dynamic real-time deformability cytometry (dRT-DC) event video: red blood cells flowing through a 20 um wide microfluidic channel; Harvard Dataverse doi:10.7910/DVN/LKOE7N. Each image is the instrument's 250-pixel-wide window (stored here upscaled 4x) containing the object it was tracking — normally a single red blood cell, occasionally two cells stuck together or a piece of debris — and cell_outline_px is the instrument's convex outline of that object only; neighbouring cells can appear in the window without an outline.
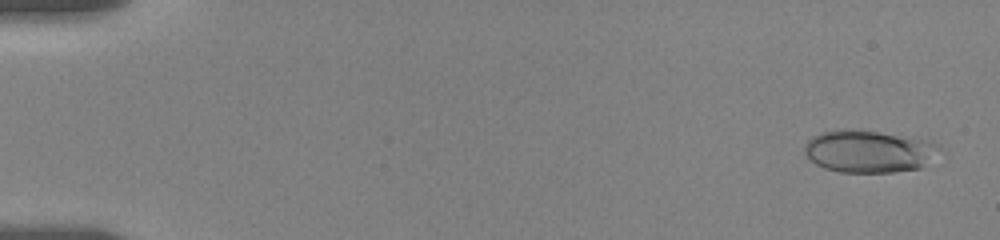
{"species": "human", "species_latin": "Homo sapiens", "temperature_condition": "room temperature", "stored_images_in_passage": 30, "camera_frame_rate_fps": 3000, "um_per_image_px": 0.085, "donor": {"sex": "female"}, "frame": {"image": 1, "passage_image": 2, "time_ms": 0.333, "image_size_px": [1000, 240], "cell_outline_px": [[944, 148], [920, 168], [892, 172], [840, 172], [824, 168], [816, 164], [804, 152], [804, 144], [812, 136], [820, 132], [844, 128], [852, 128], [928, 140], [940, 144]], "centroid_in_image_um": [73.84, 12.85], "position_along_channel_um": 11.2, "area_um2": 33.47}}
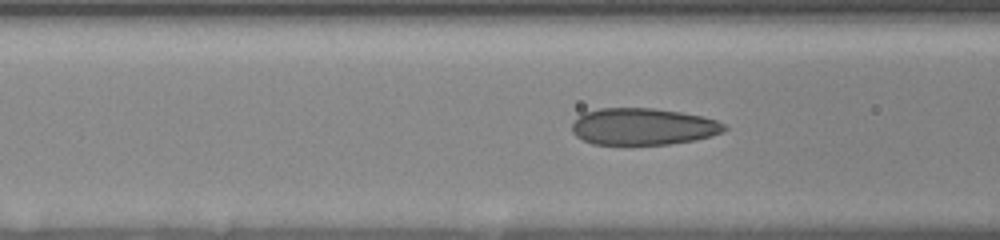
{"frame": {"image": 2, "passage_image": 18, "time_ms": 7.333, "image_size_px": [1000, 240], "cell_outline_px": [[728, 128], [724, 132], [712, 136], [696, 140], [668, 144], [592, 144], [576, 136], [572, 132], [572, 120], [584, 112], [600, 108], [652, 108], [680, 112], [700, 116], [716, 120], [724, 124]], "centroid_in_image_um": [54.65, 10.76], "position_along_channel_um": 112.0, "area_um2": 32.77}}
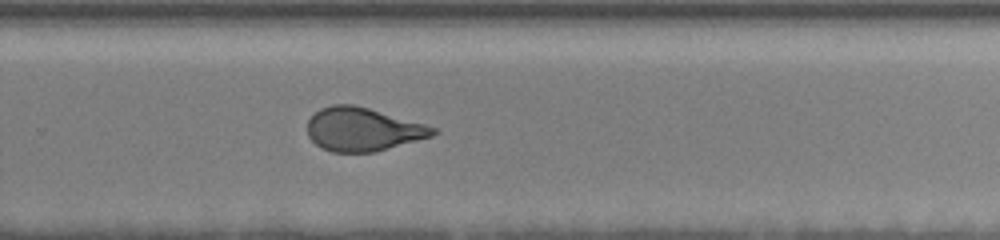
{"frame": {"image": 3, "passage_image": 30, "time_ms": 12.667, "image_size_px": [1000, 240], "cell_outline_px": [[440, 132], [432, 136], [376, 152], [332, 152], [320, 148], [308, 136], [308, 120], [320, 108], [332, 104], [356, 104], [424, 124], [436, 128]], "centroid_in_image_um": [30.83, 10.99], "position_along_channel_um": 299.0, "area_um2": 31.85}}